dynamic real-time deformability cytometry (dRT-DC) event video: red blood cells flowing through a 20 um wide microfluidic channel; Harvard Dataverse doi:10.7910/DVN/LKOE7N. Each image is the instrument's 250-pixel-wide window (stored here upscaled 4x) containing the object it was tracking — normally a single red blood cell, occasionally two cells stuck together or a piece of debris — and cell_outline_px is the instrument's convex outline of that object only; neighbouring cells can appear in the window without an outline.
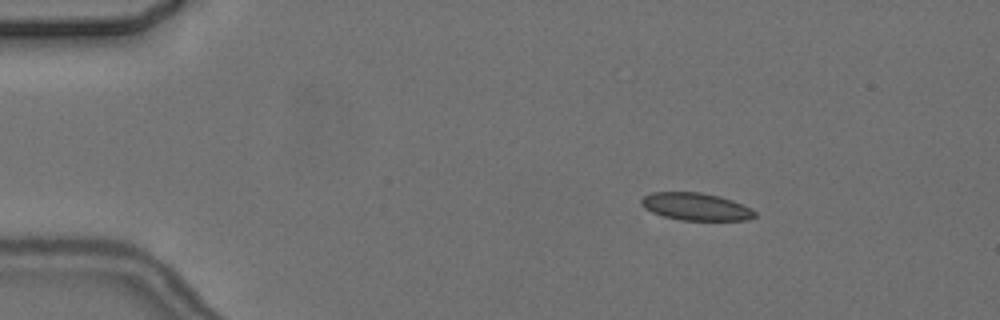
{"species": "common noctule bat (a hibernating species)", "species_latin": "Nyctalus noctula", "temperature_condition": "cold", "stored_images_in_passage": 5, "camera_frame_rate_fps": 3000, "um_per_image_px": 0.085, "animal": {"sex": "female", "body_mass_g": 24.6, "forearm_length_mm": 56.2}, "frame": {"image": 1, "passage_image": 3, "time_ms": 2.333, "image_size_px": [1000, 320], "cell_outline_px": [[756, 216], [748, 220], [680, 220], [664, 216], [652, 212], [644, 208], [640, 204], [640, 200], [644, 196], [652, 192], [700, 192], [720, 196], [732, 200], [752, 208], [756, 212]], "centroid_in_image_um": [59.15, 17.56], "position_along_channel_um": 25.8, "area_um2": 18.26}}